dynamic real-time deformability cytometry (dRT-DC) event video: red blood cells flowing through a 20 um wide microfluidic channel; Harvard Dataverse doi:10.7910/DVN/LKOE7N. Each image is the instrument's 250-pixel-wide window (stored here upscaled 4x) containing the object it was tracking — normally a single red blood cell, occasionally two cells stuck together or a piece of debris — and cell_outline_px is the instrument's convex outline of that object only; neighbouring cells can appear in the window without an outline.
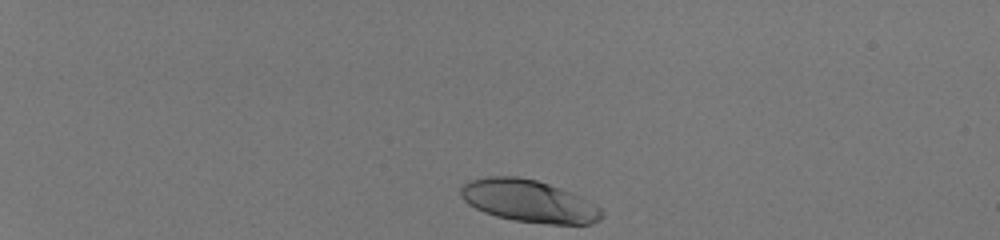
{"species": "human", "species_latin": "Homo sapiens", "temperature_condition": "room temperature", "stored_images_in_passage": 37, "camera_frame_rate_fps": 3000, "um_per_image_px": 0.085, "donor": {"sex": "male"}, "frame": {"image": 1, "passage_image": 1, "time_ms": 0.0, "image_size_px": [1000, 240], "cell_outline_px": [[604, 216], [600, 220], [592, 224], [548, 224], [512, 220], [496, 216], [484, 212], [468, 204], [460, 196], [460, 188], [468, 180], [488, 176], [516, 176], [536, 180], [572, 192], [580, 196], [600, 208], [604, 212]], "centroid_in_image_um": [44.95, 17.09], "position_along_channel_um": 40.1, "area_um2": 34.91}}
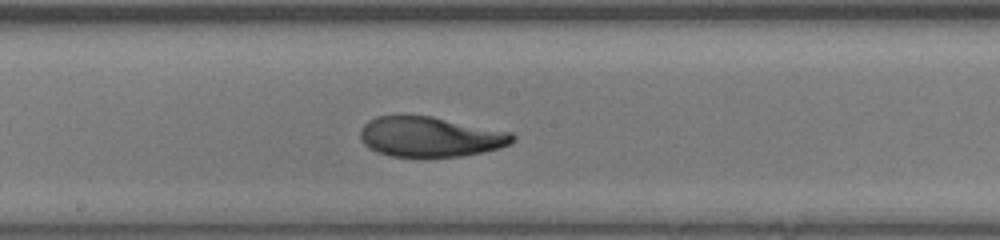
{"frame": {"image": 2, "passage_image": 21, "time_ms": 6.667, "image_size_px": [1000, 240], "cell_outline_px": [[516, 140], [500, 148], [484, 152], [460, 156], [388, 156], [376, 152], [368, 148], [360, 140], [360, 128], [368, 120], [376, 116], [400, 112], [432, 116], [512, 132], [516, 136]], "centroid_in_image_um": [36.51, 11.58], "position_along_channel_um": 211.7, "area_um2": 36.53}}
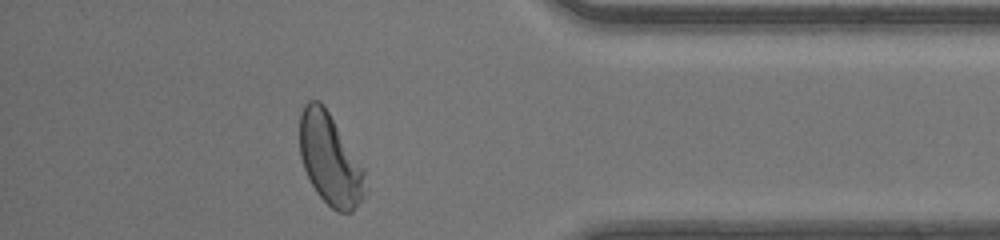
{"frame": {"image": 3, "passage_image": 36, "time_ms": 11.667, "image_size_px": [1000, 240], "cell_outline_px": [[368, 192], [352, 212], [336, 212], [316, 192], [304, 168], [300, 156], [300, 112], [304, 104], [308, 100], [320, 100], [324, 104], [360, 164], [364, 172]], "centroid_in_image_um": [28.05, 13.56], "position_along_channel_um": 407.2, "area_um2": 34.68}, "authors_computed_cell_mechanics": {"area_um2": 35.6048, "velocity_mm_per_s": 4.1819, "shape_relaxation_time_tau1_ms": 4.8463, "shape_relaxation_time_tau2_ms": 0.874, "deformation_change_tau1": 0.2215, "deformation_change_tau2": 0.0674}}